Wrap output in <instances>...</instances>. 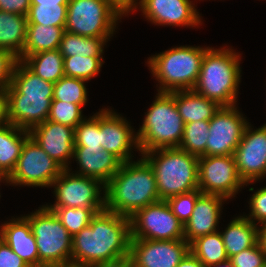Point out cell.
<instances>
[{
    "instance_id": "83f0119b",
    "label": "cell",
    "mask_w": 266,
    "mask_h": 267,
    "mask_svg": "<svg viewBox=\"0 0 266 267\" xmlns=\"http://www.w3.org/2000/svg\"><path fill=\"white\" fill-rule=\"evenodd\" d=\"M22 62L36 75L52 83L57 82L65 75L64 58L59 49L30 55Z\"/></svg>"
},
{
    "instance_id": "ee69618b",
    "label": "cell",
    "mask_w": 266,
    "mask_h": 267,
    "mask_svg": "<svg viewBox=\"0 0 266 267\" xmlns=\"http://www.w3.org/2000/svg\"><path fill=\"white\" fill-rule=\"evenodd\" d=\"M89 267H133V264L130 254H127L115 259L95 263Z\"/></svg>"
},
{
    "instance_id": "bcb514c9",
    "label": "cell",
    "mask_w": 266,
    "mask_h": 267,
    "mask_svg": "<svg viewBox=\"0 0 266 267\" xmlns=\"http://www.w3.org/2000/svg\"><path fill=\"white\" fill-rule=\"evenodd\" d=\"M176 267H205L203 263L189 252Z\"/></svg>"
},
{
    "instance_id": "d4e9b609",
    "label": "cell",
    "mask_w": 266,
    "mask_h": 267,
    "mask_svg": "<svg viewBox=\"0 0 266 267\" xmlns=\"http://www.w3.org/2000/svg\"><path fill=\"white\" fill-rule=\"evenodd\" d=\"M64 32L65 26L28 24L23 54L18 60L23 61L26 57L42 51L59 49Z\"/></svg>"
},
{
    "instance_id": "44dd1931",
    "label": "cell",
    "mask_w": 266,
    "mask_h": 267,
    "mask_svg": "<svg viewBox=\"0 0 266 267\" xmlns=\"http://www.w3.org/2000/svg\"><path fill=\"white\" fill-rule=\"evenodd\" d=\"M0 238L30 267H39L38 248L29 221L14 217L0 226Z\"/></svg>"
},
{
    "instance_id": "4fadbf2b",
    "label": "cell",
    "mask_w": 266,
    "mask_h": 267,
    "mask_svg": "<svg viewBox=\"0 0 266 267\" xmlns=\"http://www.w3.org/2000/svg\"><path fill=\"white\" fill-rule=\"evenodd\" d=\"M245 186L234 156H199L198 188L201 193L232 199Z\"/></svg>"
},
{
    "instance_id": "ab89813d",
    "label": "cell",
    "mask_w": 266,
    "mask_h": 267,
    "mask_svg": "<svg viewBox=\"0 0 266 267\" xmlns=\"http://www.w3.org/2000/svg\"><path fill=\"white\" fill-rule=\"evenodd\" d=\"M248 204L250 213L244 216L257 226L266 223V186L255 191Z\"/></svg>"
},
{
    "instance_id": "30bf717a",
    "label": "cell",
    "mask_w": 266,
    "mask_h": 267,
    "mask_svg": "<svg viewBox=\"0 0 266 267\" xmlns=\"http://www.w3.org/2000/svg\"><path fill=\"white\" fill-rule=\"evenodd\" d=\"M64 169L53 181L56 197L54 204L46 207L105 208V185L99 180ZM103 191V192H102Z\"/></svg>"
},
{
    "instance_id": "74e56055",
    "label": "cell",
    "mask_w": 266,
    "mask_h": 267,
    "mask_svg": "<svg viewBox=\"0 0 266 267\" xmlns=\"http://www.w3.org/2000/svg\"><path fill=\"white\" fill-rule=\"evenodd\" d=\"M201 194L199 189L179 194L170 197L166 200L172 213L179 219V221L184 225L189 220L194 210L198 196Z\"/></svg>"
},
{
    "instance_id": "7dc6e473",
    "label": "cell",
    "mask_w": 266,
    "mask_h": 267,
    "mask_svg": "<svg viewBox=\"0 0 266 267\" xmlns=\"http://www.w3.org/2000/svg\"><path fill=\"white\" fill-rule=\"evenodd\" d=\"M111 1H113L126 14L131 13V11L135 8L138 2V0H111Z\"/></svg>"
},
{
    "instance_id": "7a4b0ae2",
    "label": "cell",
    "mask_w": 266,
    "mask_h": 267,
    "mask_svg": "<svg viewBox=\"0 0 266 267\" xmlns=\"http://www.w3.org/2000/svg\"><path fill=\"white\" fill-rule=\"evenodd\" d=\"M54 83L46 81L18 60L5 90L9 123L26 131L48 119Z\"/></svg>"
},
{
    "instance_id": "9a60e30c",
    "label": "cell",
    "mask_w": 266,
    "mask_h": 267,
    "mask_svg": "<svg viewBox=\"0 0 266 267\" xmlns=\"http://www.w3.org/2000/svg\"><path fill=\"white\" fill-rule=\"evenodd\" d=\"M238 174L246 186L266 177V123L254 129L247 124L234 152Z\"/></svg>"
},
{
    "instance_id": "603a6c76",
    "label": "cell",
    "mask_w": 266,
    "mask_h": 267,
    "mask_svg": "<svg viewBox=\"0 0 266 267\" xmlns=\"http://www.w3.org/2000/svg\"><path fill=\"white\" fill-rule=\"evenodd\" d=\"M175 103L184 124L210 121L221 107L216 101L208 99L194 90L175 91Z\"/></svg>"
},
{
    "instance_id": "e0dca14e",
    "label": "cell",
    "mask_w": 266,
    "mask_h": 267,
    "mask_svg": "<svg viewBox=\"0 0 266 267\" xmlns=\"http://www.w3.org/2000/svg\"><path fill=\"white\" fill-rule=\"evenodd\" d=\"M101 146L122 163L132 161V150L137 149L138 140L129 121L110 108L100 110ZM134 148V149H133Z\"/></svg>"
},
{
    "instance_id": "d6986e66",
    "label": "cell",
    "mask_w": 266,
    "mask_h": 267,
    "mask_svg": "<svg viewBox=\"0 0 266 267\" xmlns=\"http://www.w3.org/2000/svg\"><path fill=\"white\" fill-rule=\"evenodd\" d=\"M30 137L44 152L69 169L74 156L75 128L46 120L29 131Z\"/></svg>"
},
{
    "instance_id": "6da1fadb",
    "label": "cell",
    "mask_w": 266,
    "mask_h": 267,
    "mask_svg": "<svg viewBox=\"0 0 266 267\" xmlns=\"http://www.w3.org/2000/svg\"><path fill=\"white\" fill-rule=\"evenodd\" d=\"M130 218L104 209L72 236L71 263L91 266L130 254Z\"/></svg>"
},
{
    "instance_id": "4316f807",
    "label": "cell",
    "mask_w": 266,
    "mask_h": 267,
    "mask_svg": "<svg viewBox=\"0 0 266 267\" xmlns=\"http://www.w3.org/2000/svg\"><path fill=\"white\" fill-rule=\"evenodd\" d=\"M29 137V131L12 124L0 128V173L10 176L17 165L22 147Z\"/></svg>"
},
{
    "instance_id": "f546056e",
    "label": "cell",
    "mask_w": 266,
    "mask_h": 267,
    "mask_svg": "<svg viewBox=\"0 0 266 267\" xmlns=\"http://www.w3.org/2000/svg\"><path fill=\"white\" fill-rule=\"evenodd\" d=\"M190 252L198 258L205 267L229 259L219 230L193 240L190 243Z\"/></svg>"
},
{
    "instance_id": "b9f144b4",
    "label": "cell",
    "mask_w": 266,
    "mask_h": 267,
    "mask_svg": "<svg viewBox=\"0 0 266 267\" xmlns=\"http://www.w3.org/2000/svg\"><path fill=\"white\" fill-rule=\"evenodd\" d=\"M0 267H30L0 238Z\"/></svg>"
},
{
    "instance_id": "f6af8a7d",
    "label": "cell",
    "mask_w": 266,
    "mask_h": 267,
    "mask_svg": "<svg viewBox=\"0 0 266 267\" xmlns=\"http://www.w3.org/2000/svg\"><path fill=\"white\" fill-rule=\"evenodd\" d=\"M5 91H0V128L9 125Z\"/></svg>"
},
{
    "instance_id": "c3c4849f",
    "label": "cell",
    "mask_w": 266,
    "mask_h": 267,
    "mask_svg": "<svg viewBox=\"0 0 266 267\" xmlns=\"http://www.w3.org/2000/svg\"><path fill=\"white\" fill-rule=\"evenodd\" d=\"M258 241L266 254V223L258 227Z\"/></svg>"
},
{
    "instance_id": "f35d334b",
    "label": "cell",
    "mask_w": 266,
    "mask_h": 267,
    "mask_svg": "<svg viewBox=\"0 0 266 267\" xmlns=\"http://www.w3.org/2000/svg\"><path fill=\"white\" fill-rule=\"evenodd\" d=\"M234 267H266V254L259 241L229 258Z\"/></svg>"
},
{
    "instance_id": "7bdbcfd3",
    "label": "cell",
    "mask_w": 266,
    "mask_h": 267,
    "mask_svg": "<svg viewBox=\"0 0 266 267\" xmlns=\"http://www.w3.org/2000/svg\"><path fill=\"white\" fill-rule=\"evenodd\" d=\"M31 0H0V11L27 16Z\"/></svg>"
},
{
    "instance_id": "8d00e7d4",
    "label": "cell",
    "mask_w": 266,
    "mask_h": 267,
    "mask_svg": "<svg viewBox=\"0 0 266 267\" xmlns=\"http://www.w3.org/2000/svg\"><path fill=\"white\" fill-rule=\"evenodd\" d=\"M82 106L60 100H52L49 121L76 128L86 117L82 114Z\"/></svg>"
},
{
    "instance_id": "d6a6232c",
    "label": "cell",
    "mask_w": 266,
    "mask_h": 267,
    "mask_svg": "<svg viewBox=\"0 0 266 267\" xmlns=\"http://www.w3.org/2000/svg\"><path fill=\"white\" fill-rule=\"evenodd\" d=\"M86 80L63 76L54 83L53 100L79 104L82 107L88 102Z\"/></svg>"
},
{
    "instance_id": "8fae6325",
    "label": "cell",
    "mask_w": 266,
    "mask_h": 267,
    "mask_svg": "<svg viewBox=\"0 0 266 267\" xmlns=\"http://www.w3.org/2000/svg\"><path fill=\"white\" fill-rule=\"evenodd\" d=\"M63 170L59 163L29 137L22 147L14 171L9 176V185L48 188Z\"/></svg>"
},
{
    "instance_id": "f907efd6",
    "label": "cell",
    "mask_w": 266,
    "mask_h": 267,
    "mask_svg": "<svg viewBox=\"0 0 266 267\" xmlns=\"http://www.w3.org/2000/svg\"><path fill=\"white\" fill-rule=\"evenodd\" d=\"M208 267H234L233 264L230 262V260H226V261H223V262H220L218 264H214V265H211V266H208Z\"/></svg>"
},
{
    "instance_id": "8992f818",
    "label": "cell",
    "mask_w": 266,
    "mask_h": 267,
    "mask_svg": "<svg viewBox=\"0 0 266 267\" xmlns=\"http://www.w3.org/2000/svg\"><path fill=\"white\" fill-rule=\"evenodd\" d=\"M209 47L179 46L152 55L147 60L149 70L158 81V92L193 90L201 62Z\"/></svg>"
},
{
    "instance_id": "ba28073f",
    "label": "cell",
    "mask_w": 266,
    "mask_h": 267,
    "mask_svg": "<svg viewBox=\"0 0 266 267\" xmlns=\"http://www.w3.org/2000/svg\"><path fill=\"white\" fill-rule=\"evenodd\" d=\"M24 215L31 225L38 248L39 267L71 263L72 235L45 205Z\"/></svg>"
},
{
    "instance_id": "1f68e13d",
    "label": "cell",
    "mask_w": 266,
    "mask_h": 267,
    "mask_svg": "<svg viewBox=\"0 0 266 267\" xmlns=\"http://www.w3.org/2000/svg\"><path fill=\"white\" fill-rule=\"evenodd\" d=\"M209 135V121L186 123L183 139L178 148L198 157L206 156V143Z\"/></svg>"
},
{
    "instance_id": "484cf974",
    "label": "cell",
    "mask_w": 266,
    "mask_h": 267,
    "mask_svg": "<svg viewBox=\"0 0 266 267\" xmlns=\"http://www.w3.org/2000/svg\"><path fill=\"white\" fill-rule=\"evenodd\" d=\"M27 17L0 11V48L11 51L18 59L25 46Z\"/></svg>"
},
{
    "instance_id": "ffe728a7",
    "label": "cell",
    "mask_w": 266,
    "mask_h": 267,
    "mask_svg": "<svg viewBox=\"0 0 266 267\" xmlns=\"http://www.w3.org/2000/svg\"><path fill=\"white\" fill-rule=\"evenodd\" d=\"M226 198L215 194L201 193L189 220L184 224V240L189 244L196 238L219 230L223 204Z\"/></svg>"
},
{
    "instance_id": "7c38bea8",
    "label": "cell",
    "mask_w": 266,
    "mask_h": 267,
    "mask_svg": "<svg viewBox=\"0 0 266 267\" xmlns=\"http://www.w3.org/2000/svg\"><path fill=\"white\" fill-rule=\"evenodd\" d=\"M131 239H184V225L165 200L147 205L130 217Z\"/></svg>"
},
{
    "instance_id": "9c48e42d",
    "label": "cell",
    "mask_w": 266,
    "mask_h": 267,
    "mask_svg": "<svg viewBox=\"0 0 266 267\" xmlns=\"http://www.w3.org/2000/svg\"><path fill=\"white\" fill-rule=\"evenodd\" d=\"M124 15L111 0H69L65 31L84 37H112Z\"/></svg>"
},
{
    "instance_id": "e575fe53",
    "label": "cell",
    "mask_w": 266,
    "mask_h": 267,
    "mask_svg": "<svg viewBox=\"0 0 266 267\" xmlns=\"http://www.w3.org/2000/svg\"><path fill=\"white\" fill-rule=\"evenodd\" d=\"M67 4L31 5L27 14L28 24L65 26Z\"/></svg>"
},
{
    "instance_id": "277c9868",
    "label": "cell",
    "mask_w": 266,
    "mask_h": 267,
    "mask_svg": "<svg viewBox=\"0 0 266 267\" xmlns=\"http://www.w3.org/2000/svg\"><path fill=\"white\" fill-rule=\"evenodd\" d=\"M240 55L232 47H209L203 56L199 78L193 90L220 106L236 105L242 76Z\"/></svg>"
},
{
    "instance_id": "2e32d148",
    "label": "cell",
    "mask_w": 266,
    "mask_h": 267,
    "mask_svg": "<svg viewBox=\"0 0 266 267\" xmlns=\"http://www.w3.org/2000/svg\"><path fill=\"white\" fill-rule=\"evenodd\" d=\"M189 252L184 239H131L130 243L133 267H176Z\"/></svg>"
},
{
    "instance_id": "ac0fdd59",
    "label": "cell",
    "mask_w": 266,
    "mask_h": 267,
    "mask_svg": "<svg viewBox=\"0 0 266 267\" xmlns=\"http://www.w3.org/2000/svg\"><path fill=\"white\" fill-rule=\"evenodd\" d=\"M191 0H139L135 9L154 25L177 27H198L202 23L201 16Z\"/></svg>"
},
{
    "instance_id": "d590c367",
    "label": "cell",
    "mask_w": 266,
    "mask_h": 267,
    "mask_svg": "<svg viewBox=\"0 0 266 267\" xmlns=\"http://www.w3.org/2000/svg\"><path fill=\"white\" fill-rule=\"evenodd\" d=\"M74 148H102L100 111L86 117L75 128Z\"/></svg>"
},
{
    "instance_id": "f5cc1de1",
    "label": "cell",
    "mask_w": 266,
    "mask_h": 267,
    "mask_svg": "<svg viewBox=\"0 0 266 267\" xmlns=\"http://www.w3.org/2000/svg\"><path fill=\"white\" fill-rule=\"evenodd\" d=\"M56 267H89V266L69 263V264L59 265V266H56Z\"/></svg>"
},
{
    "instance_id": "5bb4252c",
    "label": "cell",
    "mask_w": 266,
    "mask_h": 267,
    "mask_svg": "<svg viewBox=\"0 0 266 267\" xmlns=\"http://www.w3.org/2000/svg\"><path fill=\"white\" fill-rule=\"evenodd\" d=\"M237 107L221 106L209 121L206 156L234 155L249 123Z\"/></svg>"
},
{
    "instance_id": "681fc988",
    "label": "cell",
    "mask_w": 266,
    "mask_h": 267,
    "mask_svg": "<svg viewBox=\"0 0 266 267\" xmlns=\"http://www.w3.org/2000/svg\"><path fill=\"white\" fill-rule=\"evenodd\" d=\"M69 0H31V5L68 4Z\"/></svg>"
},
{
    "instance_id": "f1b7e54d",
    "label": "cell",
    "mask_w": 266,
    "mask_h": 267,
    "mask_svg": "<svg viewBox=\"0 0 266 267\" xmlns=\"http://www.w3.org/2000/svg\"><path fill=\"white\" fill-rule=\"evenodd\" d=\"M111 37H84L64 32L59 45V51L64 57H103L104 47Z\"/></svg>"
},
{
    "instance_id": "5b68a950",
    "label": "cell",
    "mask_w": 266,
    "mask_h": 267,
    "mask_svg": "<svg viewBox=\"0 0 266 267\" xmlns=\"http://www.w3.org/2000/svg\"><path fill=\"white\" fill-rule=\"evenodd\" d=\"M141 155L155 172L160 200L199 189L198 156L179 148H159Z\"/></svg>"
},
{
    "instance_id": "60d3db41",
    "label": "cell",
    "mask_w": 266,
    "mask_h": 267,
    "mask_svg": "<svg viewBox=\"0 0 266 267\" xmlns=\"http://www.w3.org/2000/svg\"><path fill=\"white\" fill-rule=\"evenodd\" d=\"M18 61L11 51L0 48V91H5L12 82V75Z\"/></svg>"
},
{
    "instance_id": "cb8c5ba5",
    "label": "cell",
    "mask_w": 266,
    "mask_h": 267,
    "mask_svg": "<svg viewBox=\"0 0 266 267\" xmlns=\"http://www.w3.org/2000/svg\"><path fill=\"white\" fill-rule=\"evenodd\" d=\"M220 234L228 258L254 246L258 242V226L244 215L233 218Z\"/></svg>"
},
{
    "instance_id": "7402d4cb",
    "label": "cell",
    "mask_w": 266,
    "mask_h": 267,
    "mask_svg": "<svg viewBox=\"0 0 266 267\" xmlns=\"http://www.w3.org/2000/svg\"><path fill=\"white\" fill-rule=\"evenodd\" d=\"M74 160L79 165L75 174L97 179L104 185L122 164L116 156L103 148H74Z\"/></svg>"
},
{
    "instance_id": "816d5d0a",
    "label": "cell",
    "mask_w": 266,
    "mask_h": 267,
    "mask_svg": "<svg viewBox=\"0 0 266 267\" xmlns=\"http://www.w3.org/2000/svg\"><path fill=\"white\" fill-rule=\"evenodd\" d=\"M0 182L7 183V184L10 183L9 176L7 174L0 173Z\"/></svg>"
},
{
    "instance_id": "3957f363",
    "label": "cell",
    "mask_w": 266,
    "mask_h": 267,
    "mask_svg": "<svg viewBox=\"0 0 266 267\" xmlns=\"http://www.w3.org/2000/svg\"><path fill=\"white\" fill-rule=\"evenodd\" d=\"M124 162L105 185V209L130 218L138 210L160 201L155 172L142 156Z\"/></svg>"
},
{
    "instance_id": "836d02e7",
    "label": "cell",
    "mask_w": 266,
    "mask_h": 267,
    "mask_svg": "<svg viewBox=\"0 0 266 267\" xmlns=\"http://www.w3.org/2000/svg\"><path fill=\"white\" fill-rule=\"evenodd\" d=\"M103 64V57H64V73L67 77L89 81L98 75Z\"/></svg>"
},
{
    "instance_id": "52a82bcc",
    "label": "cell",
    "mask_w": 266,
    "mask_h": 267,
    "mask_svg": "<svg viewBox=\"0 0 266 267\" xmlns=\"http://www.w3.org/2000/svg\"><path fill=\"white\" fill-rule=\"evenodd\" d=\"M136 132L140 154L159 148H178L184 122L175 103V91L158 92Z\"/></svg>"
},
{
    "instance_id": "4dcf8cb0",
    "label": "cell",
    "mask_w": 266,
    "mask_h": 267,
    "mask_svg": "<svg viewBox=\"0 0 266 267\" xmlns=\"http://www.w3.org/2000/svg\"><path fill=\"white\" fill-rule=\"evenodd\" d=\"M59 218L62 225L73 236L84 227L90 225L93 216L105 208H69V207H47Z\"/></svg>"
}]
</instances>
